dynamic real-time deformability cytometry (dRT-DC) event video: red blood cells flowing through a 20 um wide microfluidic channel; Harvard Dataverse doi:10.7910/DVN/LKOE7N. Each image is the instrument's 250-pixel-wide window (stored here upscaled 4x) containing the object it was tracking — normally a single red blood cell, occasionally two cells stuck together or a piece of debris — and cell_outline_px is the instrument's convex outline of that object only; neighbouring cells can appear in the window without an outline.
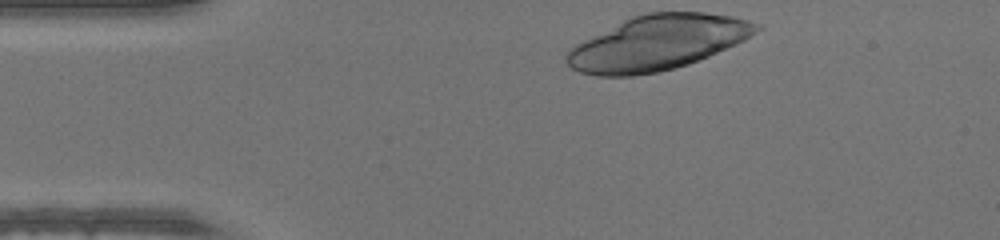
{"species": "human", "species_latin": "Homo sapiens", "temperature_condition": "warm", "stored_images_in_passage": 10, "camera_frame_rate_fps": 3000, "um_per_image_px": 0.085, "donor": {"sex": "male"}, "frame": {"image": 1, "passage_image": 1, "time_ms": 0.0, "image_size_px": [1000, 240], "cell_outline_px": [[764, 28], [744, 40], [708, 56], [688, 64], [656, 72], [632, 76], [596, 76], [580, 72], [572, 68], [564, 60], [564, 56], [568, 48], [628, 16], [644, 12], [704, 12], [732, 16], [764, 24]], "centroid_in_image_um": [55.86, 3.62], "position_along_channel_um": 29.1, "area_um2": 61.04}}